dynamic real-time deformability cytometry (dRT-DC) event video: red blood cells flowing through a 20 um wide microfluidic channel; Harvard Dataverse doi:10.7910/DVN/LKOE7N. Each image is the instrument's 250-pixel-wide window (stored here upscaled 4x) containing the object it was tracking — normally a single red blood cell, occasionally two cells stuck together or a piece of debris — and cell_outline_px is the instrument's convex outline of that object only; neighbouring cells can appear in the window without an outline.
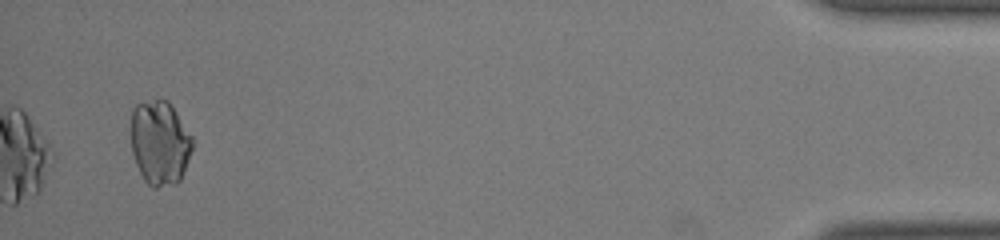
{"species": "common noctule bat (a hibernating species)", "species_latin": "Nyctalus noctula", "temperature_condition": "room temperature", "stored_images_in_passage": 36, "camera_frame_rate_fps": 3000, "um_per_image_px": 0.085, "animal": {"sex": "male", "body_mass_g": 19.0, "forearm_length_mm": 50.8}, "frame": {"image": 1, "passage_image": 36, "time_ms": 11.667, "image_size_px": [1000, 240], "cell_outline_px": [[192, 148], [184, 172], [180, 180], [176, 184], [156, 188], [152, 188], [144, 180], [136, 164], [132, 152], [132, 108], [136, 104], [160, 96], [168, 100], [192, 136]], "centroid_in_image_um": [13.58, 12.11], "position_along_channel_um": 421.6, "area_um2": 30.52}}